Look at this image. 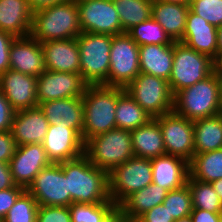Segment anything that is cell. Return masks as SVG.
Returning a JSON list of instances; mask_svg holds the SVG:
<instances>
[{"mask_svg": "<svg viewBox=\"0 0 222 222\" xmlns=\"http://www.w3.org/2000/svg\"><path fill=\"white\" fill-rule=\"evenodd\" d=\"M219 219H220V222H222V210L219 212Z\"/></svg>", "mask_w": 222, "mask_h": 222, "instance_id": "54", "label": "cell"}, {"mask_svg": "<svg viewBox=\"0 0 222 222\" xmlns=\"http://www.w3.org/2000/svg\"><path fill=\"white\" fill-rule=\"evenodd\" d=\"M136 222H174L164 204H159L142 214Z\"/></svg>", "mask_w": 222, "mask_h": 222, "instance_id": "41", "label": "cell"}, {"mask_svg": "<svg viewBox=\"0 0 222 222\" xmlns=\"http://www.w3.org/2000/svg\"><path fill=\"white\" fill-rule=\"evenodd\" d=\"M36 222H71L69 207L39 206Z\"/></svg>", "mask_w": 222, "mask_h": 222, "instance_id": "39", "label": "cell"}, {"mask_svg": "<svg viewBox=\"0 0 222 222\" xmlns=\"http://www.w3.org/2000/svg\"><path fill=\"white\" fill-rule=\"evenodd\" d=\"M124 32L149 19L152 12L150 0H112Z\"/></svg>", "mask_w": 222, "mask_h": 222, "instance_id": "32", "label": "cell"}, {"mask_svg": "<svg viewBox=\"0 0 222 222\" xmlns=\"http://www.w3.org/2000/svg\"><path fill=\"white\" fill-rule=\"evenodd\" d=\"M139 74L137 43L127 32L112 36L107 86L125 88Z\"/></svg>", "mask_w": 222, "mask_h": 222, "instance_id": "10", "label": "cell"}, {"mask_svg": "<svg viewBox=\"0 0 222 222\" xmlns=\"http://www.w3.org/2000/svg\"><path fill=\"white\" fill-rule=\"evenodd\" d=\"M26 189L16 185L6 190H0V221L7 215L9 209L15 204L17 198Z\"/></svg>", "mask_w": 222, "mask_h": 222, "instance_id": "40", "label": "cell"}, {"mask_svg": "<svg viewBox=\"0 0 222 222\" xmlns=\"http://www.w3.org/2000/svg\"><path fill=\"white\" fill-rule=\"evenodd\" d=\"M167 3H176L182 5H190L191 0H161Z\"/></svg>", "mask_w": 222, "mask_h": 222, "instance_id": "52", "label": "cell"}, {"mask_svg": "<svg viewBox=\"0 0 222 222\" xmlns=\"http://www.w3.org/2000/svg\"><path fill=\"white\" fill-rule=\"evenodd\" d=\"M115 113L116 128L123 130H134L152 119L125 89L118 95Z\"/></svg>", "mask_w": 222, "mask_h": 222, "instance_id": "30", "label": "cell"}, {"mask_svg": "<svg viewBox=\"0 0 222 222\" xmlns=\"http://www.w3.org/2000/svg\"><path fill=\"white\" fill-rule=\"evenodd\" d=\"M84 155L94 166L110 173L134 156L131 131L114 128L93 136L84 144Z\"/></svg>", "mask_w": 222, "mask_h": 222, "instance_id": "5", "label": "cell"}, {"mask_svg": "<svg viewBox=\"0 0 222 222\" xmlns=\"http://www.w3.org/2000/svg\"><path fill=\"white\" fill-rule=\"evenodd\" d=\"M174 222H192V219H191V216L189 215V216L180 218L178 220H175Z\"/></svg>", "mask_w": 222, "mask_h": 222, "instance_id": "53", "label": "cell"}, {"mask_svg": "<svg viewBox=\"0 0 222 222\" xmlns=\"http://www.w3.org/2000/svg\"><path fill=\"white\" fill-rule=\"evenodd\" d=\"M162 132L165 152L190 162L194 156L193 121L175 113L156 117Z\"/></svg>", "mask_w": 222, "mask_h": 222, "instance_id": "12", "label": "cell"}, {"mask_svg": "<svg viewBox=\"0 0 222 222\" xmlns=\"http://www.w3.org/2000/svg\"><path fill=\"white\" fill-rule=\"evenodd\" d=\"M88 86L80 73L45 70L37 77L38 104L50 100L82 97Z\"/></svg>", "mask_w": 222, "mask_h": 222, "instance_id": "14", "label": "cell"}, {"mask_svg": "<svg viewBox=\"0 0 222 222\" xmlns=\"http://www.w3.org/2000/svg\"><path fill=\"white\" fill-rule=\"evenodd\" d=\"M43 147L51 163L60 164L76 159L84 154V141L72 128L65 123L49 125L43 141Z\"/></svg>", "mask_w": 222, "mask_h": 222, "instance_id": "15", "label": "cell"}, {"mask_svg": "<svg viewBox=\"0 0 222 222\" xmlns=\"http://www.w3.org/2000/svg\"><path fill=\"white\" fill-rule=\"evenodd\" d=\"M38 208L37 201L25 190L1 222H36Z\"/></svg>", "mask_w": 222, "mask_h": 222, "instance_id": "36", "label": "cell"}, {"mask_svg": "<svg viewBox=\"0 0 222 222\" xmlns=\"http://www.w3.org/2000/svg\"><path fill=\"white\" fill-rule=\"evenodd\" d=\"M60 164L72 203L113 202L109 195V173L94 166L84 154Z\"/></svg>", "mask_w": 222, "mask_h": 222, "instance_id": "1", "label": "cell"}, {"mask_svg": "<svg viewBox=\"0 0 222 222\" xmlns=\"http://www.w3.org/2000/svg\"><path fill=\"white\" fill-rule=\"evenodd\" d=\"M15 186L9 163L0 161V190H6Z\"/></svg>", "mask_w": 222, "mask_h": 222, "instance_id": "45", "label": "cell"}, {"mask_svg": "<svg viewBox=\"0 0 222 222\" xmlns=\"http://www.w3.org/2000/svg\"><path fill=\"white\" fill-rule=\"evenodd\" d=\"M216 65L209 55L174 42L173 67L168 81L173 95L208 77L216 70Z\"/></svg>", "mask_w": 222, "mask_h": 222, "instance_id": "7", "label": "cell"}, {"mask_svg": "<svg viewBox=\"0 0 222 222\" xmlns=\"http://www.w3.org/2000/svg\"><path fill=\"white\" fill-rule=\"evenodd\" d=\"M127 33L138 46L150 44L166 45L175 42L152 17L135 25Z\"/></svg>", "mask_w": 222, "mask_h": 222, "instance_id": "34", "label": "cell"}, {"mask_svg": "<svg viewBox=\"0 0 222 222\" xmlns=\"http://www.w3.org/2000/svg\"><path fill=\"white\" fill-rule=\"evenodd\" d=\"M130 219L124 214L123 209L116 205L101 222H129Z\"/></svg>", "mask_w": 222, "mask_h": 222, "instance_id": "47", "label": "cell"}, {"mask_svg": "<svg viewBox=\"0 0 222 222\" xmlns=\"http://www.w3.org/2000/svg\"><path fill=\"white\" fill-rule=\"evenodd\" d=\"M39 206H65L72 204L67 178L61 164L51 163L43 168L26 189Z\"/></svg>", "mask_w": 222, "mask_h": 222, "instance_id": "11", "label": "cell"}, {"mask_svg": "<svg viewBox=\"0 0 222 222\" xmlns=\"http://www.w3.org/2000/svg\"><path fill=\"white\" fill-rule=\"evenodd\" d=\"M222 63V25L217 27V64Z\"/></svg>", "mask_w": 222, "mask_h": 222, "instance_id": "49", "label": "cell"}, {"mask_svg": "<svg viewBox=\"0 0 222 222\" xmlns=\"http://www.w3.org/2000/svg\"><path fill=\"white\" fill-rule=\"evenodd\" d=\"M82 32L108 34L123 33L120 18L112 0L77 2Z\"/></svg>", "mask_w": 222, "mask_h": 222, "instance_id": "13", "label": "cell"}, {"mask_svg": "<svg viewBox=\"0 0 222 222\" xmlns=\"http://www.w3.org/2000/svg\"><path fill=\"white\" fill-rule=\"evenodd\" d=\"M49 125L65 123L67 128L74 129L83 139L84 107L82 97L50 100L39 103Z\"/></svg>", "mask_w": 222, "mask_h": 222, "instance_id": "22", "label": "cell"}, {"mask_svg": "<svg viewBox=\"0 0 222 222\" xmlns=\"http://www.w3.org/2000/svg\"><path fill=\"white\" fill-rule=\"evenodd\" d=\"M68 0H28V4L33 12L60 4Z\"/></svg>", "mask_w": 222, "mask_h": 222, "instance_id": "48", "label": "cell"}, {"mask_svg": "<svg viewBox=\"0 0 222 222\" xmlns=\"http://www.w3.org/2000/svg\"><path fill=\"white\" fill-rule=\"evenodd\" d=\"M174 57V43L139 46L140 73L169 81Z\"/></svg>", "mask_w": 222, "mask_h": 222, "instance_id": "25", "label": "cell"}, {"mask_svg": "<svg viewBox=\"0 0 222 222\" xmlns=\"http://www.w3.org/2000/svg\"><path fill=\"white\" fill-rule=\"evenodd\" d=\"M131 142L136 157L152 159L166 154L162 132L156 118L131 130Z\"/></svg>", "mask_w": 222, "mask_h": 222, "instance_id": "27", "label": "cell"}, {"mask_svg": "<svg viewBox=\"0 0 222 222\" xmlns=\"http://www.w3.org/2000/svg\"><path fill=\"white\" fill-rule=\"evenodd\" d=\"M15 36L0 30V74L10 69L9 51Z\"/></svg>", "mask_w": 222, "mask_h": 222, "instance_id": "43", "label": "cell"}, {"mask_svg": "<svg viewBox=\"0 0 222 222\" xmlns=\"http://www.w3.org/2000/svg\"><path fill=\"white\" fill-rule=\"evenodd\" d=\"M46 70L80 73V53L76 38L41 43Z\"/></svg>", "mask_w": 222, "mask_h": 222, "instance_id": "21", "label": "cell"}, {"mask_svg": "<svg viewBox=\"0 0 222 222\" xmlns=\"http://www.w3.org/2000/svg\"><path fill=\"white\" fill-rule=\"evenodd\" d=\"M0 89L15 111L38 106L35 76L9 69L0 74Z\"/></svg>", "mask_w": 222, "mask_h": 222, "instance_id": "17", "label": "cell"}, {"mask_svg": "<svg viewBox=\"0 0 222 222\" xmlns=\"http://www.w3.org/2000/svg\"><path fill=\"white\" fill-rule=\"evenodd\" d=\"M163 204L174 220L189 216L193 207L192 195L188 184L178 189L168 191Z\"/></svg>", "mask_w": 222, "mask_h": 222, "instance_id": "37", "label": "cell"}, {"mask_svg": "<svg viewBox=\"0 0 222 222\" xmlns=\"http://www.w3.org/2000/svg\"><path fill=\"white\" fill-rule=\"evenodd\" d=\"M151 183V159L133 156L109 173V195L120 205L133 192Z\"/></svg>", "mask_w": 222, "mask_h": 222, "instance_id": "9", "label": "cell"}, {"mask_svg": "<svg viewBox=\"0 0 222 222\" xmlns=\"http://www.w3.org/2000/svg\"><path fill=\"white\" fill-rule=\"evenodd\" d=\"M49 127L48 120L39 106L15 111L11 133L17 146L42 144Z\"/></svg>", "mask_w": 222, "mask_h": 222, "instance_id": "19", "label": "cell"}, {"mask_svg": "<svg viewBox=\"0 0 222 222\" xmlns=\"http://www.w3.org/2000/svg\"><path fill=\"white\" fill-rule=\"evenodd\" d=\"M152 182L167 191L178 189L187 184L189 162L170 154L151 159Z\"/></svg>", "mask_w": 222, "mask_h": 222, "instance_id": "23", "label": "cell"}, {"mask_svg": "<svg viewBox=\"0 0 222 222\" xmlns=\"http://www.w3.org/2000/svg\"><path fill=\"white\" fill-rule=\"evenodd\" d=\"M189 176L203 182L222 178V148L201 154H194L189 162Z\"/></svg>", "mask_w": 222, "mask_h": 222, "instance_id": "31", "label": "cell"}, {"mask_svg": "<svg viewBox=\"0 0 222 222\" xmlns=\"http://www.w3.org/2000/svg\"><path fill=\"white\" fill-rule=\"evenodd\" d=\"M173 111L191 121L222 113L220 79L217 71L178 91L174 95Z\"/></svg>", "mask_w": 222, "mask_h": 222, "instance_id": "4", "label": "cell"}, {"mask_svg": "<svg viewBox=\"0 0 222 222\" xmlns=\"http://www.w3.org/2000/svg\"><path fill=\"white\" fill-rule=\"evenodd\" d=\"M194 154L222 148V113L193 121Z\"/></svg>", "mask_w": 222, "mask_h": 222, "instance_id": "29", "label": "cell"}, {"mask_svg": "<svg viewBox=\"0 0 222 222\" xmlns=\"http://www.w3.org/2000/svg\"><path fill=\"white\" fill-rule=\"evenodd\" d=\"M187 184L191 191L193 208L212 213H219L222 210V202L211 183L196 180L189 176Z\"/></svg>", "mask_w": 222, "mask_h": 222, "instance_id": "33", "label": "cell"}, {"mask_svg": "<svg viewBox=\"0 0 222 222\" xmlns=\"http://www.w3.org/2000/svg\"><path fill=\"white\" fill-rule=\"evenodd\" d=\"M80 53V74L89 85L107 86L112 36L82 32L76 37Z\"/></svg>", "mask_w": 222, "mask_h": 222, "instance_id": "6", "label": "cell"}, {"mask_svg": "<svg viewBox=\"0 0 222 222\" xmlns=\"http://www.w3.org/2000/svg\"><path fill=\"white\" fill-rule=\"evenodd\" d=\"M179 42L199 53L209 55L217 64V27L190 9L184 34Z\"/></svg>", "mask_w": 222, "mask_h": 222, "instance_id": "20", "label": "cell"}, {"mask_svg": "<svg viewBox=\"0 0 222 222\" xmlns=\"http://www.w3.org/2000/svg\"><path fill=\"white\" fill-rule=\"evenodd\" d=\"M50 164L43 144L17 146L9 162L14 183L25 189L33 182L36 175Z\"/></svg>", "mask_w": 222, "mask_h": 222, "instance_id": "16", "label": "cell"}, {"mask_svg": "<svg viewBox=\"0 0 222 222\" xmlns=\"http://www.w3.org/2000/svg\"><path fill=\"white\" fill-rule=\"evenodd\" d=\"M9 64L12 70L40 76L46 70L41 43L31 35L15 37L10 45Z\"/></svg>", "mask_w": 222, "mask_h": 222, "instance_id": "18", "label": "cell"}, {"mask_svg": "<svg viewBox=\"0 0 222 222\" xmlns=\"http://www.w3.org/2000/svg\"><path fill=\"white\" fill-rule=\"evenodd\" d=\"M189 9V5L154 1L151 17L163 27L173 41L179 42L185 31Z\"/></svg>", "mask_w": 222, "mask_h": 222, "instance_id": "26", "label": "cell"}, {"mask_svg": "<svg viewBox=\"0 0 222 222\" xmlns=\"http://www.w3.org/2000/svg\"><path fill=\"white\" fill-rule=\"evenodd\" d=\"M211 185L222 202V178L211 182Z\"/></svg>", "mask_w": 222, "mask_h": 222, "instance_id": "50", "label": "cell"}, {"mask_svg": "<svg viewBox=\"0 0 222 222\" xmlns=\"http://www.w3.org/2000/svg\"><path fill=\"white\" fill-rule=\"evenodd\" d=\"M15 110L0 89V132L10 131Z\"/></svg>", "mask_w": 222, "mask_h": 222, "instance_id": "44", "label": "cell"}, {"mask_svg": "<svg viewBox=\"0 0 222 222\" xmlns=\"http://www.w3.org/2000/svg\"><path fill=\"white\" fill-rule=\"evenodd\" d=\"M17 148L11 131L0 132V161L9 163Z\"/></svg>", "mask_w": 222, "mask_h": 222, "instance_id": "42", "label": "cell"}, {"mask_svg": "<svg viewBox=\"0 0 222 222\" xmlns=\"http://www.w3.org/2000/svg\"><path fill=\"white\" fill-rule=\"evenodd\" d=\"M81 33L77 2L73 0L33 12L30 35L40 43L73 39Z\"/></svg>", "mask_w": 222, "mask_h": 222, "instance_id": "2", "label": "cell"}, {"mask_svg": "<svg viewBox=\"0 0 222 222\" xmlns=\"http://www.w3.org/2000/svg\"><path fill=\"white\" fill-rule=\"evenodd\" d=\"M192 222H220L219 213L193 208L190 214Z\"/></svg>", "mask_w": 222, "mask_h": 222, "instance_id": "46", "label": "cell"}, {"mask_svg": "<svg viewBox=\"0 0 222 222\" xmlns=\"http://www.w3.org/2000/svg\"><path fill=\"white\" fill-rule=\"evenodd\" d=\"M168 191L155 183L133 192L119 206L130 220L138 219L146 211L162 204Z\"/></svg>", "mask_w": 222, "mask_h": 222, "instance_id": "28", "label": "cell"}, {"mask_svg": "<svg viewBox=\"0 0 222 222\" xmlns=\"http://www.w3.org/2000/svg\"><path fill=\"white\" fill-rule=\"evenodd\" d=\"M189 8L209 24L222 25V0H191Z\"/></svg>", "mask_w": 222, "mask_h": 222, "instance_id": "38", "label": "cell"}, {"mask_svg": "<svg viewBox=\"0 0 222 222\" xmlns=\"http://www.w3.org/2000/svg\"><path fill=\"white\" fill-rule=\"evenodd\" d=\"M115 206L114 202L72 203L69 206L71 222H101Z\"/></svg>", "mask_w": 222, "mask_h": 222, "instance_id": "35", "label": "cell"}, {"mask_svg": "<svg viewBox=\"0 0 222 222\" xmlns=\"http://www.w3.org/2000/svg\"><path fill=\"white\" fill-rule=\"evenodd\" d=\"M124 89L152 118L173 111L174 95L165 79L140 73Z\"/></svg>", "mask_w": 222, "mask_h": 222, "instance_id": "8", "label": "cell"}, {"mask_svg": "<svg viewBox=\"0 0 222 222\" xmlns=\"http://www.w3.org/2000/svg\"><path fill=\"white\" fill-rule=\"evenodd\" d=\"M33 11L28 0H0V30L15 37L30 35Z\"/></svg>", "mask_w": 222, "mask_h": 222, "instance_id": "24", "label": "cell"}, {"mask_svg": "<svg viewBox=\"0 0 222 222\" xmlns=\"http://www.w3.org/2000/svg\"><path fill=\"white\" fill-rule=\"evenodd\" d=\"M123 87L89 85L82 96L83 141L116 128L115 111Z\"/></svg>", "mask_w": 222, "mask_h": 222, "instance_id": "3", "label": "cell"}, {"mask_svg": "<svg viewBox=\"0 0 222 222\" xmlns=\"http://www.w3.org/2000/svg\"><path fill=\"white\" fill-rule=\"evenodd\" d=\"M75 2H83V1H86V0H73Z\"/></svg>", "mask_w": 222, "mask_h": 222, "instance_id": "55", "label": "cell"}, {"mask_svg": "<svg viewBox=\"0 0 222 222\" xmlns=\"http://www.w3.org/2000/svg\"><path fill=\"white\" fill-rule=\"evenodd\" d=\"M216 71L220 79V98H221V105H222V65L221 64L216 65Z\"/></svg>", "mask_w": 222, "mask_h": 222, "instance_id": "51", "label": "cell"}]
</instances>
